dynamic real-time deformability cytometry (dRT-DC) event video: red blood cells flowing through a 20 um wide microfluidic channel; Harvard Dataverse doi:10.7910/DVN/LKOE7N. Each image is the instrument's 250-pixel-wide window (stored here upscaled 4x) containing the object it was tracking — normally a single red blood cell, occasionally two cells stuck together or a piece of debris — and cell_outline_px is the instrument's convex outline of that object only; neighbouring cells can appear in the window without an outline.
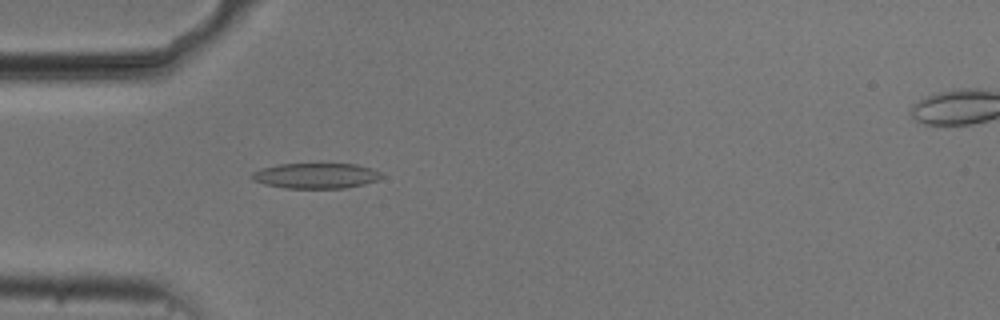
{"species": "common noctule bat (a hibernating species)", "species_latin": "Nyctalus noctula", "temperature_condition": "cold", "stored_images_in_passage": 54, "camera_frame_rate_fps": 3000, "um_per_image_px": 0.085, "animal": {"sex": "male", "body_mass_g": 20.5, "forearm_length_mm": 52.5}, "frame": {"image": 1, "passage_image": 16, "time_ms": 5.0, "image_size_px": [1000, 320], "cell_outline_px": [[384, 176], [376, 180], [364, 184], [344, 188], [284, 188], [264, 184], [252, 180], [252, 172], [260, 168], [280, 164], [356, 164], [372, 168], [380, 172]], "centroid_in_image_um": [26.84, 14.93], "position_along_channel_um": 58.2, "area_um2": 19.19}}
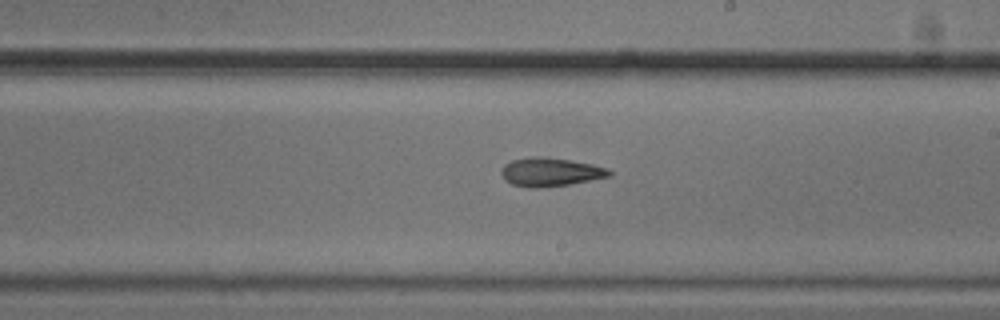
{"frame": {"image": 2, "passage_image": 31, "time_ms": 10.0, "image_size_px": [1000, 320], "cell_outline_px": [[612, 176], [568, 184], [536, 188], [528, 188], [512, 184], [504, 180], [500, 172], [504, 164], [512, 160], [528, 156], [544, 156], [592, 164], [608, 168], [612, 172]], "centroid_in_image_um": [46.75, 14.61], "position_along_channel_um": 242.2, "area_um2": 18.09}}
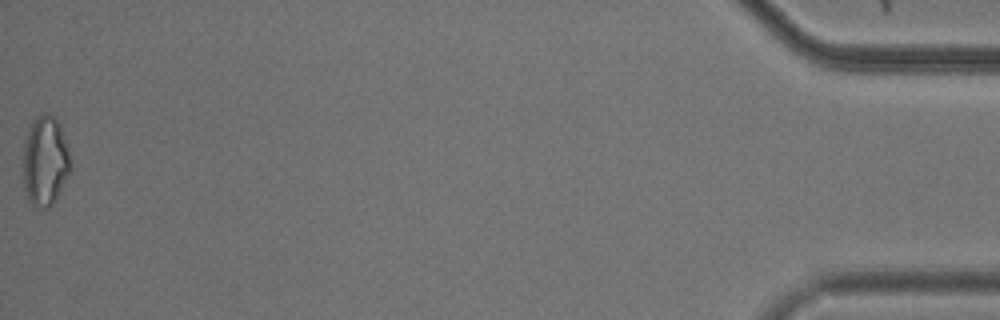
{"frame": {"image": 3, "passage_image": 54, "time_ms": 17.667, "image_size_px": [1000, 320], "cell_outline_px": [[72, 172], [56, 200], [48, 208], [32, 208], [28, 200], [24, 188], [24, 144], [32, 120], [44, 112], [48, 112], [60, 124], [72, 164]], "centroid_in_image_um": [3.86, 13.74], "position_along_channel_um": 431.3, "area_um2": 25.2}, "authors_computed_cell_mechanics": {"area_um2": 18.6116, "velocity_mm_per_s": 3.7335, "shape_relaxation_time_tau1_ms": 4.5407, "shape_relaxation_time_tau2_ms": 6.9179, "deformation_change_tau1": 0.1162, "deformation_change_tau2": 0.191}}